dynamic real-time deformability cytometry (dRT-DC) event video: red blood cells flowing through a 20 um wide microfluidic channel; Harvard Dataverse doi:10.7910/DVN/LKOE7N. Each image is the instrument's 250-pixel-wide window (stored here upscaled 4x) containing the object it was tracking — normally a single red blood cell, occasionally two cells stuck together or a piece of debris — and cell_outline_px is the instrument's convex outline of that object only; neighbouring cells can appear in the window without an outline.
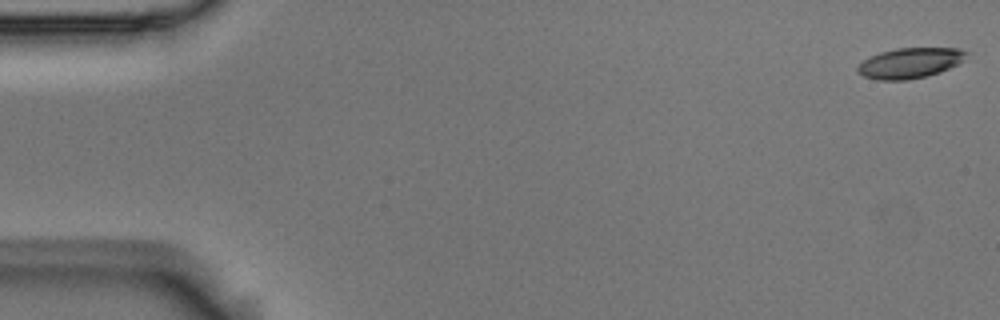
{"species": "Egyptian fruit bat (a non-hibernating species)", "species_latin": "Rousettus aegyptiacus", "temperature_condition": "room temperature", "stored_images_in_passage": 5, "camera_frame_rate_fps": 3000, "um_per_image_px": 0.085, "animal": {"sex": "male"}, "frame": {"image": 1, "passage_image": 1, "time_ms": 0.0, "image_size_px": [1000, 320], "cell_outline_px": [[968, 52], [956, 64], [940, 72], [928, 76], [908, 80], [876, 80], [864, 76], [856, 72], [856, 68], [864, 60], [880, 52], [896, 48], [956, 48]], "centroid_in_image_um": [77.29, 5.37], "position_along_channel_um": 7.7, "area_um2": 19.02}}